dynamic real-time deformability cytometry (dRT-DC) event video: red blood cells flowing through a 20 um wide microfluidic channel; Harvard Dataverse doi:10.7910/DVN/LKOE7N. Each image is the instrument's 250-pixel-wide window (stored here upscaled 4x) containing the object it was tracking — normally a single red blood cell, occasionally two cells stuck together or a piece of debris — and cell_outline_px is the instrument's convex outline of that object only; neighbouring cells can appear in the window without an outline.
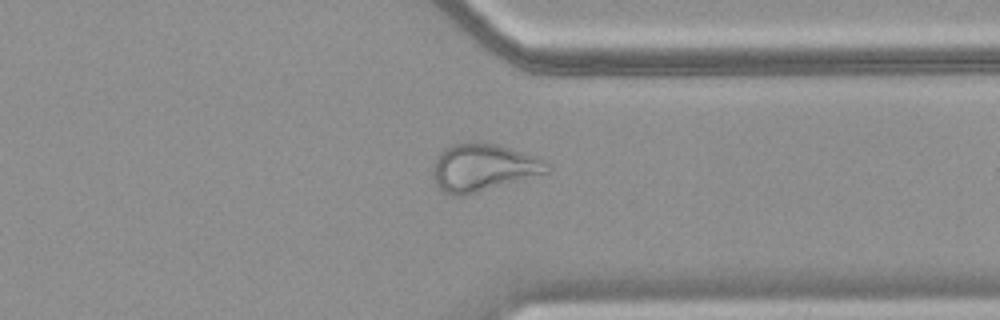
{"species": "common noctule bat (a hibernating species)", "species_latin": "Nyctalus noctula", "temperature_condition": "warm", "stored_images_in_passage": 35, "camera_frame_rate_fps": 3000, "um_per_image_px": 0.085, "animal": {"sex": "female", "body_mass_g": 18.4}, "frame": {"image": 1, "passage_image": 30, "time_ms": 9.667, "image_size_px": [1000, 320], "cell_outline_px": [[552, 168], [548, 172], [464, 196], [448, 196], [440, 192], [432, 180], [432, 164], [436, 156], [444, 148], [452, 144], [476, 140], [496, 144], [540, 156], [552, 164]], "centroid_in_image_um": [41.03, 14.23], "position_along_channel_um": 370.4, "area_um2": 32.66}}